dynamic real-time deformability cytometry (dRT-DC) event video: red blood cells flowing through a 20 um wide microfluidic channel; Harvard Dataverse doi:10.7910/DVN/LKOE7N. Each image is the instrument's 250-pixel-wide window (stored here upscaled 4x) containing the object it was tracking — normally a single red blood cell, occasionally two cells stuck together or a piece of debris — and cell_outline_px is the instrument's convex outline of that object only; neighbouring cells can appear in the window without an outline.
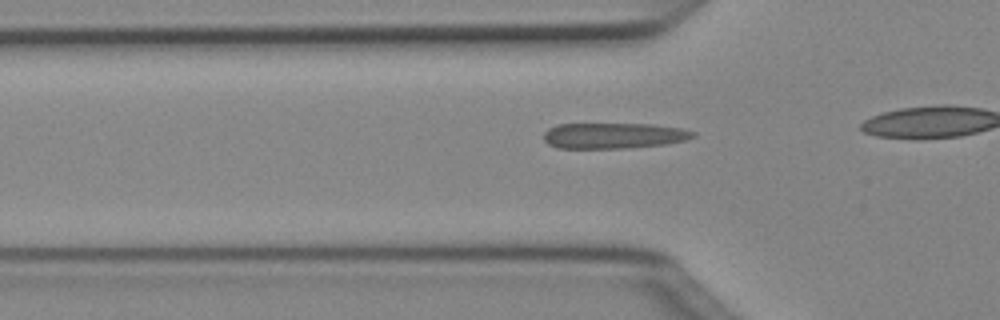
{"species": "Egyptian fruit bat (a non-hibernating species)", "species_latin": "Rousettus aegyptiacus", "temperature_condition": "cold", "stored_images_in_passage": 36, "camera_frame_rate_fps": 3000, "um_per_image_px": 0.085, "animal": {"sex": "female"}, "frame": {"image": 1, "passage_image": 13, "time_ms": 4.0, "image_size_px": [1000, 320], "cell_outline_px": [[696, 136], [684, 140], [664, 144], [628, 148], [556, 148], [548, 144], [544, 140], [544, 132], [548, 128], [556, 124], [652, 124], [680, 128], [696, 132]], "centroid_in_image_um": [52.12, 11.53], "position_along_channel_um": 73.7, "area_um2": 22.43}}
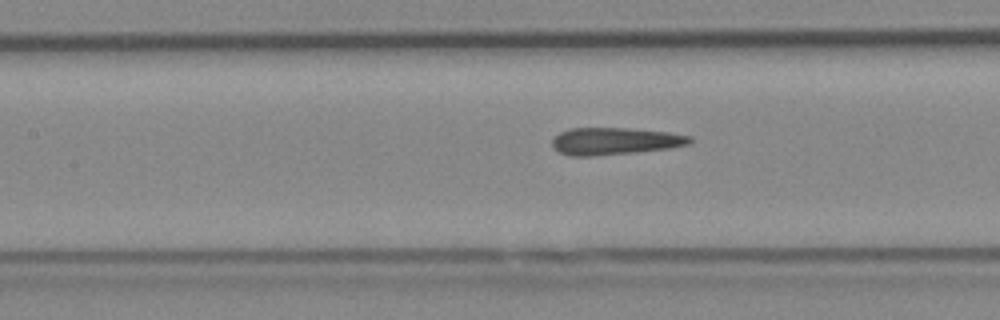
{"frame": {"image": 2, "passage_image": 19, "time_ms": 6.0, "image_size_px": [1000, 320], "cell_outline_px": [[692, 140], [688, 144], [668, 148], [636, 152], [592, 156], [568, 156], [552, 148], [552, 140], [560, 132], [568, 128], [628, 128], [668, 132], [692, 136]], "centroid_in_image_um": [52.22, 11.99], "position_along_channel_um": 155.2, "area_um2": 21.79}}
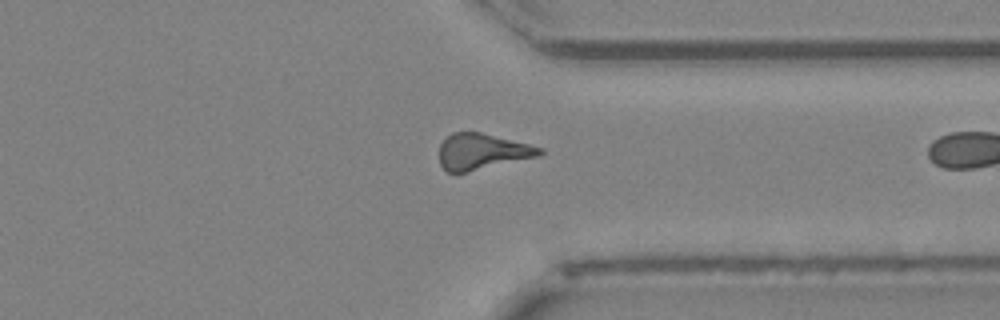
{"frame": {"image": 3, "passage_image": 35, "time_ms": 11.333, "image_size_px": [1000, 320], "cell_outline_px": [[544, 152], [540, 156], [464, 172], [448, 172], [440, 164], [440, 144], [452, 132], [480, 132], [544, 148]], "centroid_in_image_um": [40.99, 12.87], "position_along_channel_um": 370.4, "area_um2": 20.69}}